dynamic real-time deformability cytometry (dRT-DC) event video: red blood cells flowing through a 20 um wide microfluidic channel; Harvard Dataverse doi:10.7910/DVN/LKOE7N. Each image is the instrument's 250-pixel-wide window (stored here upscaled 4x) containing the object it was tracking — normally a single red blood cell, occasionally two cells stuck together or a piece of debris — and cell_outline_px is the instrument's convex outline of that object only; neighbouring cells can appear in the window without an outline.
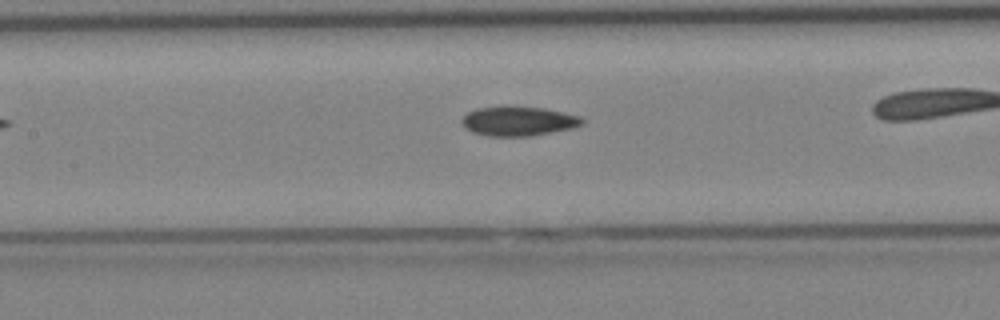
{"species": "Egyptian fruit bat (a non-hibernating species)", "species_latin": "Rousettus aegyptiacus", "temperature_condition": "cold", "stored_images_in_passage": 20, "camera_frame_rate_fps": 3000, "um_per_image_px": 0.085, "animal": {"sex": "female"}, "frame": {"image": 1, "passage_image": 6, "time_ms": 1.667, "image_size_px": [1000, 320], "cell_outline_px": [[584, 124], [572, 128], [532, 136], [488, 136], [472, 132], [464, 128], [460, 124], [460, 120], [468, 112], [476, 108], [544, 108], [564, 112], [580, 116], [584, 120]], "centroid_in_image_um": [44.06, 10.33], "position_along_channel_um": 163.3, "area_um2": 20.35}}